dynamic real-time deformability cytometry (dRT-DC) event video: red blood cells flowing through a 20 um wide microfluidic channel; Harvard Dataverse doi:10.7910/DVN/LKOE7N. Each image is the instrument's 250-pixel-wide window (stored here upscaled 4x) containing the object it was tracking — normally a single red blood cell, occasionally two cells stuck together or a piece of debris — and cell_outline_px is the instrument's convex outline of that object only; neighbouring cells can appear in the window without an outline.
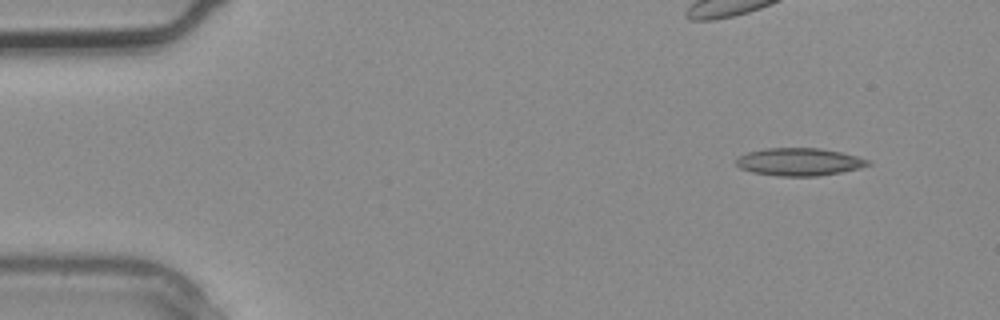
{"species": "common noctule bat (a hibernating species)", "species_latin": "Nyctalus noctula", "temperature_condition": "warm", "stored_images_in_passage": 4, "camera_frame_rate_fps": 3000, "um_per_image_px": 0.085, "animal": {"sex": "male", "body_mass_g": 20.4}, "frame": {"image": 1, "passage_image": 1, "time_ms": 0.0, "image_size_px": [1000, 320], "cell_outline_px": [[872, 164], [860, 168], [820, 176], [776, 176], [752, 172], [740, 168], [736, 164], [736, 156], [748, 152], [764, 148], [820, 148], [840, 152], [872, 160]], "centroid_in_image_um": [67.93, 13.76], "position_along_channel_um": 17.1, "area_um2": 21.44}}